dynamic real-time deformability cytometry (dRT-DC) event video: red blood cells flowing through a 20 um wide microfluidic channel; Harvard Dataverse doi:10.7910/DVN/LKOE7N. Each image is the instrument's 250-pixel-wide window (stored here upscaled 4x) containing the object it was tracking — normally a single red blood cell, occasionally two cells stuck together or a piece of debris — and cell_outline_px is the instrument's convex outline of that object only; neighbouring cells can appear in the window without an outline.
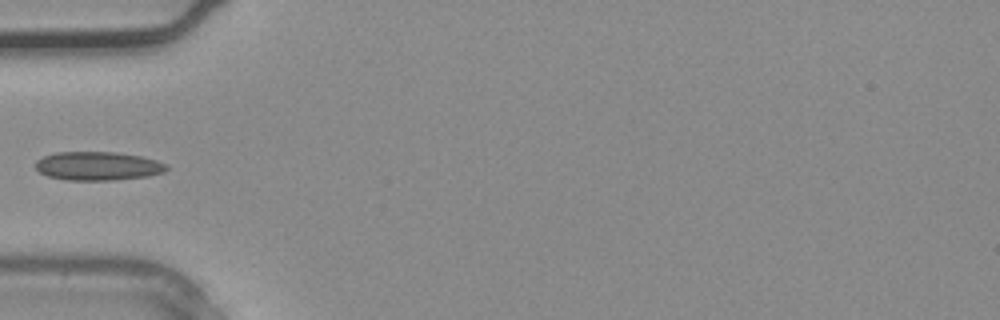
{"species": "common noctule bat (a hibernating species)", "species_latin": "Nyctalus noctula", "temperature_condition": "warm", "stored_images_in_passage": 4, "camera_frame_rate_fps": 3000, "um_per_image_px": 0.085, "animal": {"sex": "male", "body_mass_g": 20.4}, "frame": {"image": 1, "passage_image": 4, "time_ms": 1.0, "image_size_px": [1000, 320], "cell_outline_px": [[168, 168], [164, 172], [148, 176], [112, 180], [64, 180], [48, 176], [40, 172], [36, 168], [36, 160], [44, 156], [56, 152], [116, 152], [140, 156], [156, 160], [164, 164]], "centroid_in_image_um": [8.3, 14.11], "position_along_channel_um": 76.7, "area_um2": 21.79}}